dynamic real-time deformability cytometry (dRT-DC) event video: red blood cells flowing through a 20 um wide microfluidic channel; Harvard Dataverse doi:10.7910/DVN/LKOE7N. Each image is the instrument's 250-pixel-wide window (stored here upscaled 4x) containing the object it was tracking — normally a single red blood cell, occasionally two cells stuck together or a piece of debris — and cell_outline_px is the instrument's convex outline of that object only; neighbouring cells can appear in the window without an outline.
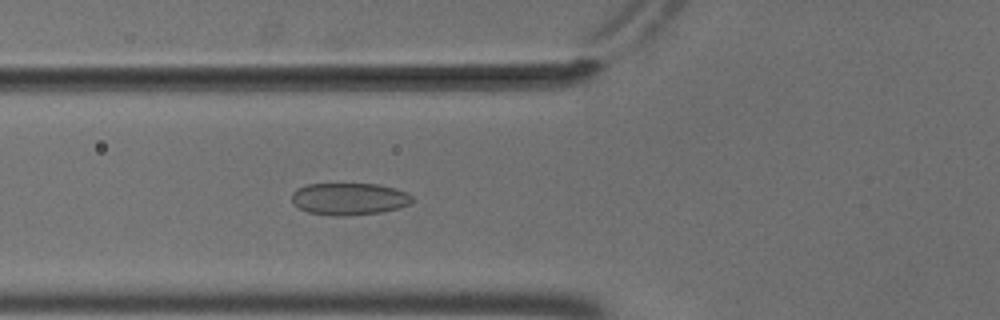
{"species": "common noctule bat (a hibernating species)", "species_latin": "Nyctalus noctula", "temperature_condition": "cold", "stored_images_in_passage": 54, "camera_frame_rate_fps": 3000, "um_per_image_px": 0.085, "animal": {"sex": "male", "body_mass_g": 18.8}, "frame": {"image": 1, "passage_image": 20, "time_ms": 6.333, "image_size_px": [1000, 320], "cell_outline_px": [[412, 204], [400, 208], [380, 212], [348, 216], [332, 216], [308, 212], [292, 204], [292, 192], [296, 188], [308, 184], [376, 184], [408, 192], [412, 196]], "centroid_in_image_um": [29.67, 16.91], "position_along_channel_um": 96.1, "area_um2": 22.72}}
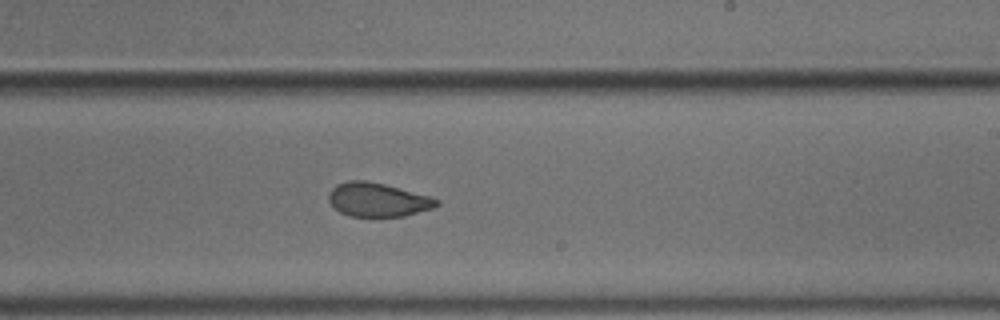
{"frame": {"image": 2, "passage_image": 33, "time_ms": 10.667, "image_size_px": [1000, 320], "cell_outline_px": [[440, 204], [432, 208], [404, 216], [348, 216], [340, 212], [328, 200], [328, 192], [336, 184], [348, 180], [368, 180], [384, 184], [428, 196], [440, 200]], "centroid_in_image_um": [32.07, 16.97], "position_along_channel_um": 256.9, "area_um2": 21.15}}
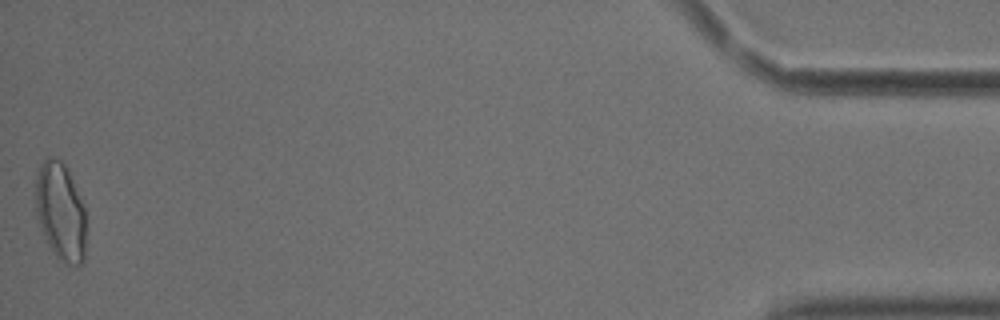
{"frame": {"image": 3, "passage_image": 54, "time_ms": 17.667, "image_size_px": [1000, 320], "cell_outline_px": [[84, 260], [76, 268], [60, 260], [56, 256], [48, 244], [44, 236], [36, 216], [36, 176], [40, 164], [48, 156], [52, 156], [60, 160], [68, 168], [84, 208]], "centroid_in_image_um": [5.13, 17.97], "position_along_channel_um": 430.1, "area_um2": 28.67}, "authors_computed_cell_mechanics": {"area_um2": 23.2356, "velocity_mm_per_s": 3.6943, "shape_relaxation_time_tau1_ms": null, "shape_relaxation_time_tau2_ms": 2.0705, "deformation_change_tau1": null, "deformation_change_tau2": 0.0621}}